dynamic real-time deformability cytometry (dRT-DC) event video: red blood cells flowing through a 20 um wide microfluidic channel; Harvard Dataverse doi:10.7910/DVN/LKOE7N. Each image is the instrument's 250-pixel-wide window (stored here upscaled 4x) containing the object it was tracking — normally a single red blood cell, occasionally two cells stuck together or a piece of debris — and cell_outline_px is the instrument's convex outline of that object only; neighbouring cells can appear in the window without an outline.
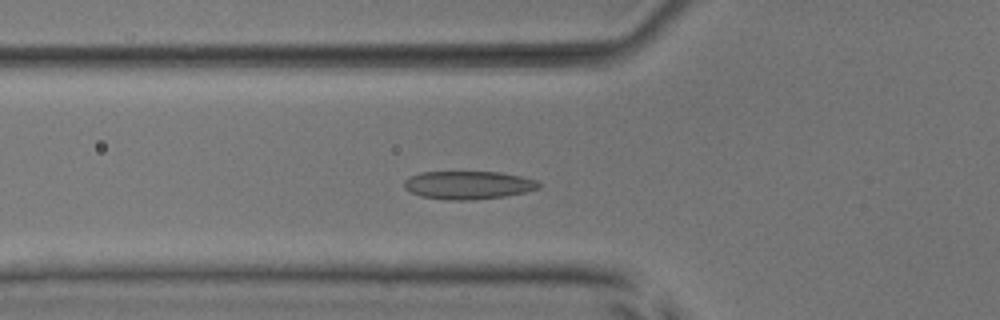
{"species": "common noctule bat (a hibernating species)", "species_latin": "Nyctalus noctula", "temperature_condition": "room temperature", "stored_images_in_passage": 51, "camera_frame_rate_fps": 3000, "um_per_image_px": 0.085, "animal": {"sex": "male", "body_mass_g": 17.9, "forearm_length_mm": 54.2}, "frame": {"image": 1, "passage_image": 18, "time_ms": 5.667, "image_size_px": [1000, 320], "cell_outline_px": [[540, 188], [524, 192], [504, 196], [468, 200], [448, 200], [420, 196], [408, 192], [404, 188], [404, 180], [408, 176], [420, 172], [500, 172], [520, 176], [536, 180], [540, 184]], "centroid_in_image_um": [39.74, 15.73], "position_along_channel_um": 86.1, "area_um2": 22.14}}
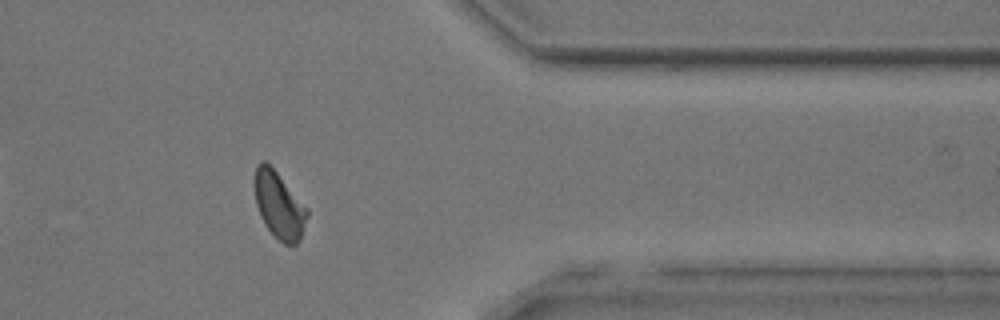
{"frame": {"image": 2, "passage_image": 42, "time_ms": 13.667, "image_size_px": [1000, 320], "cell_outline_px": [[308, 216], [300, 240], [296, 244], [284, 244], [264, 224], [260, 216], [256, 204], [252, 184], [256, 164], [260, 160], [264, 160], [276, 172], [308, 208]], "centroid_in_image_um": [23.68, 17.41], "position_along_channel_um": 387.7, "area_um2": 20.52}}
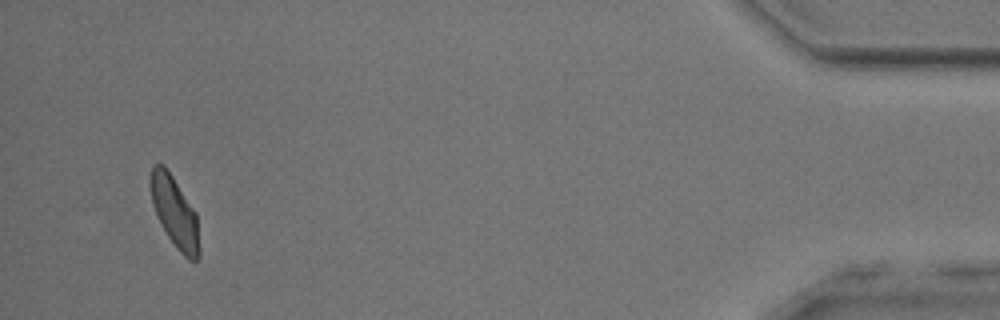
{"frame": {"image": 3, "passage_image": 49, "time_ms": 16.0, "image_size_px": [1000, 320], "cell_outline_px": [[200, 256], [196, 260], [188, 260], [176, 248], [168, 236], [152, 204], [148, 180], [152, 164], [164, 164], [196, 212], [200, 248]], "centroid_in_image_um": [14.84, 18.01], "position_along_channel_um": 420.4, "area_um2": 20.17}, "authors_computed_cell_mechanics": {"area_um2": 21.2126, "velocity_mm_per_s": 3.9604, "shape_relaxation_time_tau1_ms": 4.0301, "shape_relaxation_time_tau2_ms": 1.8407, "deformation_change_tau1": 0.1284, "deformation_change_tau2": 0.0622}}